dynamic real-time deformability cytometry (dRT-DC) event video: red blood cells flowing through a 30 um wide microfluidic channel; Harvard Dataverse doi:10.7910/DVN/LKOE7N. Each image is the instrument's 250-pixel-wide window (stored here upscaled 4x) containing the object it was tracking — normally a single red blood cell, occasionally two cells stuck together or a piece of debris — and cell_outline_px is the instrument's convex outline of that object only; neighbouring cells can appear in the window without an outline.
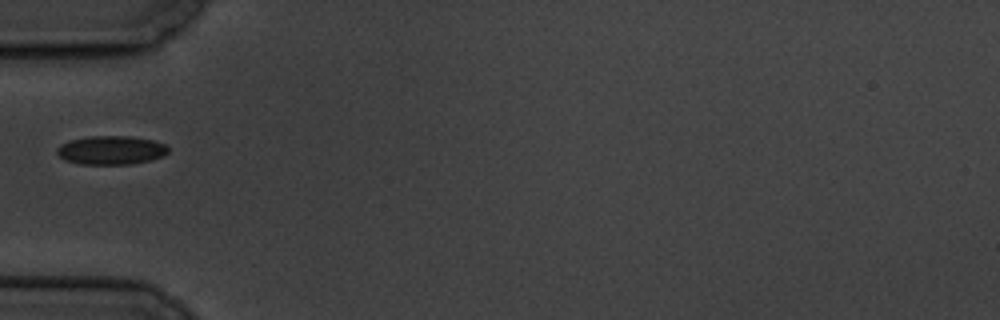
{"species": "common noctule bat (a hibernating species)", "species_latin": "Nyctalus noctula", "temperature_condition": "cold", "stored_images_in_passage": 1, "camera_frame_rate_fps": 3000, "um_per_image_px": 0.085, "animal": {"sex": "male", "body_mass_g": 19.5, "forearm_length_mm": 54.6}, "frame": {"image": 1, "passage_image": 1, "time_ms": 0.0, "image_size_px": [1000, 320], "cell_outline_px": [[168, 152], [164, 156], [132, 164], [80, 164], [64, 160], [56, 152], [56, 148], [60, 144], [68, 140], [88, 136], [132, 136], [152, 140], [164, 144], [168, 148]], "centroid_in_image_um": [9.4, 12.76], "position_along_channel_um": 75.6, "area_um2": 18.73}}